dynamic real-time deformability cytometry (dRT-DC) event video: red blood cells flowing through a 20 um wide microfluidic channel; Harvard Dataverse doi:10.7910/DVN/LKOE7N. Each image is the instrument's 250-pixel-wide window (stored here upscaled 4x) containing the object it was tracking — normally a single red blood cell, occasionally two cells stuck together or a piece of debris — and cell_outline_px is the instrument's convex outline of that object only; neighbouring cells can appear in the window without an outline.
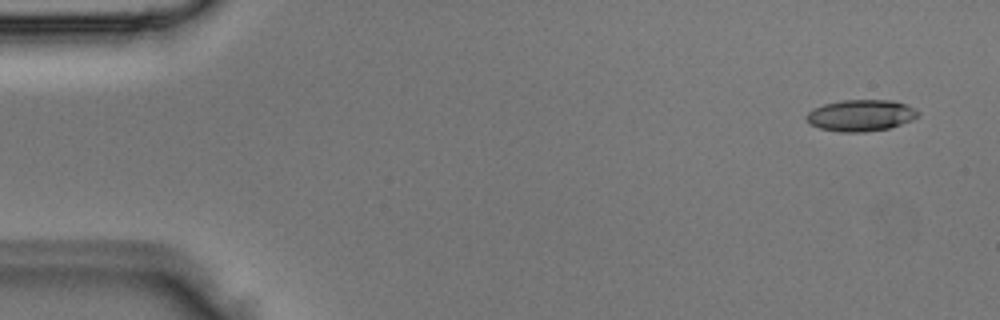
{"species": "Egyptian fruit bat (a non-hibernating species)", "species_latin": "Rousettus aegyptiacus", "temperature_condition": "room temperature", "stored_images_in_passage": 4, "segment_of_instrument_passage": [2, 2], "camera_frame_rate_fps": 3000, "um_per_image_px": 0.085, "animal": {"sex": "male"}, "frame": {"image": 1, "passage_image": 4, "time_ms": 1.0, "image_size_px": [1000, 320], "cell_outline_px": [[920, 112], [912, 120], [888, 128], [864, 132], [840, 132], [820, 128], [808, 124], [804, 116], [812, 108], [824, 104], [844, 100], [892, 100], [916, 108]], "centroid_in_image_um": [73.12, 9.81], "position_along_channel_um": 11.9, "area_um2": 20.52}}